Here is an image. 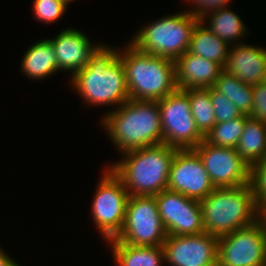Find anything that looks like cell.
<instances>
[{"mask_svg":"<svg viewBox=\"0 0 266 266\" xmlns=\"http://www.w3.org/2000/svg\"><path fill=\"white\" fill-rule=\"evenodd\" d=\"M67 8L62 0H33L32 11L38 21L52 24L62 18Z\"/></svg>","mask_w":266,"mask_h":266,"instance_id":"484cf974","label":"cell"},{"mask_svg":"<svg viewBox=\"0 0 266 266\" xmlns=\"http://www.w3.org/2000/svg\"><path fill=\"white\" fill-rule=\"evenodd\" d=\"M189 96L190 108L199 132L205 137L216 124L214 108L208 89H184Z\"/></svg>","mask_w":266,"mask_h":266,"instance_id":"cb8c5ba5","label":"cell"},{"mask_svg":"<svg viewBox=\"0 0 266 266\" xmlns=\"http://www.w3.org/2000/svg\"><path fill=\"white\" fill-rule=\"evenodd\" d=\"M215 188L199 155L193 149H178L170 166L167 189L201 201Z\"/></svg>","mask_w":266,"mask_h":266,"instance_id":"4fadbf2b","label":"cell"},{"mask_svg":"<svg viewBox=\"0 0 266 266\" xmlns=\"http://www.w3.org/2000/svg\"><path fill=\"white\" fill-rule=\"evenodd\" d=\"M249 118L248 115L243 114L230 121L216 123L206 134L204 140L216 147L236 148Z\"/></svg>","mask_w":266,"mask_h":266,"instance_id":"d4e9b609","label":"cell"},{"mask_svg":"<svg viewBox=\"0 0 266 266\" xmlns=\"http://www.w3.org/2000/svg\"><path fill=\"white\" fill-rule=\"evenodd\" d=\"M213 88L225 95L244 115H251L253 86L247 85L234 75L222 70Z\"/></svg>","mask_w":266,"mask_h":266,"instance_id":"603a6c76","label":"cell"},{"mask_svg":"<svg viewBox=\"0 0 266 266\" xmlns=\"http://www.w3.org/2000/svg\"><path fill=\"white\" fill-rule=\"evenodd\" d=\"M91 212L103 240L115 239L122 230L129 194L121 179L106 166L97 184Z\"/></svg>","mask_w":266,"mask_h":266,"instance_id":"52a82bcc","label":"cell"},{"mask_svg":"<svg viewBox=\"0 0 266 266\" xmlns=\"http://www.w3.org/2000/svg\"><path fill=\"white\" fill-rule=\"evenodd\" d=\"M178 89H208L213 87L223 68L216 62L186 51L175 61Z\"/></svg>","mask_w":266,"mask_h":266,"instance_id":"e0dca14e","label":"cell"},{"mask_svg":"<svg viewBox=\"0 0 266 266\" xmlns=\"http://www.w3.org/2000/svg\"><path fill=\"white\" fill-rule=\"evenodd\" d=\"M101 121L121 154L163 143L158 101L128 99L108 111Z\"/></svg>","mask_w":266,"mask_h":266,"instance_id":"7a4b0ae2","label":"cell"},{"mask_svg":"<svg viewBox=\"0 0 266 266\" xmlns=\"http://www.w3.org/2000/svg\"><path fill=\"white\" fill-rule=\"evenodd\" d=\"M0 266H19V264L0 248Z\"/></svg>","mask_w":266,"mask_h":266,"instance_id":"4dcf8cb0","label":"cell"},{"mask_svg":"<svg viewBox=\"0 0 266 266\" xmlns=\"http://www.w3.org/2000/svg\"><path fill=\"white\" fill-rule=\"evenodd\" d=\"M251 184L258 208L266 212V158L251 168Z\"/></svg>","mask_w":266,"mask_h":266,"instance_id":"83f0119b","label":"cell"},{"mask_svg":"<svg viewBox=\"0 0 266 266\" xmlns=\"http://www.w3.org/2000/svg\"><path fill=\"white\" fill-rule=\"evenodd\" d=\"M118 48L125 69L129 99L159 101L178 89L175 62L152 54H145L127 42Z\"/></svg>","mask_w":266,"mask_h":266,"instance_id":"277c9868","label":"cell"},{"mask_svg":"<svg viewBox=\"0 0 266 266\" xmlns=\"http://www.w3.org/2000/svg\"><path fill=\"white\" fill-rule=\"evenodd\" d=\"M204 231L221 237L248 226L264 213L258 208L251 183L215 188L200 201Z\"/></svg>","mask_w":266,"mask_h":266,"instance_id":"5b68a950","label":"cell"},{"mask_svg":"<svg viewBox=\"0 0 266 266\" xmlns=\"http://www.w3.org/2000/svg\"><path fill=\"white\" fill-rule=\"evenodd\" d=\"M72 89L89 106L114 105L115 109L129 99L125 69L118 49L102 44L89 63L70 77Z\"/></svg>","mask_w":266,"mask_h":266,"instance_id":"6da1fadb","label":"cell"},{"mask_svg":"<svg viewBox=\"0 0 266 266\" xmlns=\"http://www.w3.org/2000/svg\"><path fill=\"white\" fill-rule=\"evenodd\" d=\"M217 266H266V217L218 237Z\"/></svg>","mask_w":266,"mask_h":266,"instance_id":"ba28073f","label":"cell"},{"mask_svg":"<svg viewBox=\"0 0 266 266\" xmlns=\"http://www.w3.org/2000/svg\"><path fill=\"white\" fill-rule=\"evenodd\" d=\"M236 151L250 168L266 158V123L250 117L245 123Z\"/></svg>","mask_w":266,"mask_h":266,"instance_id":"7402d4cb","label":"cell"},{"mask_svg":"<svg viewBox=\"0 0 266 266\" xmlns=\"http://www.w3.org/2000/svg\"><path fill=\"white\" fill-rule=\"evenodd\" d=\"M263 82L266 83V69H265V74H264Z\"/></svg>","mask_w":266,"mask_h":266,"instance_id":"d6a6232c","label":"cell"},{"mask_svg":"<svg viewBox=\"0 0 266 266\" xmlns=\"http://www.w3.org/2000/svg\"><path fill=\"white\" fill-rule=\"evenodd\" d=\"M155 199L167 235H196L205 232L200 201L169 189L157 194Z\"/></svg>","mask_w":266,"mask_h":266,"instance_id":"7c38bea8","label":"cell"},{"mask_svg":"<svg viewBox=\"0 0 266 266\" xmlns=\"http://www.w3.org/2000/svg\"><path fill=\"white\" fill-rule=\"evenodd\" d=\"M210 99L214 108L216 123L230 121L243 115L225 95L210 87Z\"/></svg>","mask_w":266,"mask_h":266,"instance_id":"4316f807","label":"cell"},{"mask_svg":"<svg viewBox=\"0 0 266 266\" xmlns=\"http://www.w3.org/2000/svg\"><path fill=\"white\" fill-rule=\"evenodd\" d=\"M110 243L117 266H163L165 263L162 246H134L118 240Z\"/></svg>","mask_w":266,"mask_h":266,"instance_id":"d6986e66","label":"cell"},{"mask_svg":"<svg viewBox=\"0 0 266 266\" xmlns=\"http://www.w3.org/2000/svg\"><path fill=\"white\" fill-rule=\"evenodd\" d=\"M206 20L208 24H205ZM201 22L230 46L242 43L241 39L245 38L248 29L241 17L236 12L230 10L228 6L208 14L201 19Z\"/></svg>","mask_w":266,"mask_h":266,"instance_id":"44dd1931","label":"cell"},{"mask_svg":"<svg viewBox=\"0 0 266 266\" xmlns=\"http://www.w3.org/2000/svg\"><path fill=\"white\" fill-rule=\"evenodd\" d=\"M266 123V83L253 85V108L249 116Z\"/></svg>","mask_w":266,"mask_h":266,"instance_id":"f546056e","label":"cell"},{"mask_svg":"<svg viewBox=\"0 0 266 266\" xmlns=\"http://www.w3.org/2000/svg\"><path fill=\"white\" fill-rule=\"evenodd\" d=\"M49 39L54 47L58 69L70 72L71 77L89 63L91 56L102 45H93L84 32L70 27Z\"/></svg>","mask_w":266,"mask_h":266,"instance_id":"9a60e30c","label":"cell"},{"mask_svg":"<svg viewBox=\"0 0 266 266\" xmlns=\"http://www.w3.org/2000/svg\"><path fill=\"white\" fill-rule=\"evenodd\" d=\"M177 150L164 143L135 149L123 153V158L109 167L121 179L129 196H156L167 189Z\"/></svg>","mask_w":266,"mask_h":266,"instance_id":"3957f363","label":"cell"},{"mask_svg":"<svg viewBox=\"0 0 266 266\" xmlns=\"http://www.w3.org/2000/svg\"><path fill=\"white\" fill-rule=\"evenodd\" d=\"M266 69V48L240 44L230 46L227 61L223 68L247 85L263 81Z\"/></svg>","mask_w":266,"mask_h":266,"instance_id":"2e32d148","label":"cell"},{"mask_svg":"<svg viewBox=\"0 0 266 266\" xmlns=\"http://www.w3.org/2000/svg\"><path fill=\"white\" fill-rule=\"evenodd\" d=\"M158 104L164 144L177 149H193L204 140L196 127L189 96L184 90L177 89Z\"/></svg>","mask_w":266,"mask_h":266,"instance_id":"30bf717a","label":"cell"},{"mask_svg":"<svg viewBox=\"0 0 266 266\" xmlns=\"http://www.w3.org/2000/svg\"><path fill=\"white\" fill-rule=\"evenodd\" d=\"M67 6L69 5V3H73V1L75 0H62Z\"/></svg>","mask_w":266,"mask_h":266,"instance_id":"1f68e13d","label":"cell"},{"mask_svg":"<svg viewBox=\"0 0 266 266\" xmlns=\"http://www.w3.org/2000/svg\"><path fill=\"white\" fill-rule=\"evenodd\" d=\"M166 238L155 196H129L122 230L112 240L134 246H162Z\"/></svg>","mask_w":266,"mask_h":266,"instance_id":"9c48e42d","label":"cell"},{"mask_svg":"<svg viewBox=\"0 0 266 266\" xmlns=\"http://www.w3.org/2000/svg\"><path fill=\"white\" fill-rule=\"evenodd\" d=\"M21 60L22 74L32 80L44 79L60 71L50 39L36 41L28 47Z\"/></svg>","mask_w":266,"mask_h":266,"instance_id":"ac0fdd59","label":"cell"},{"mask_svg":"<svg viewBox=\"0 0 266 266\" xmlns=\"http://www.w3.org/2000/svg\"><path fill=\"white\" fill-rule=\"evenodd\" d=\"M218 237L207 232L196 235H167L165 262L171 266H217Z\"/></svg>","mask_w":266,"mask_h":266,"instance_id":"5bb4252c","label":"cell"},{"mask_svg":"<svg viewBox=\"0 0 266 266\" xmlns=\"http://www.w3.org/2000/svg\"><path fill=\"white\" fill-rule=\"evenodd\" d=\"M183 11L146 24L129 43L142 53L175 61L188 51L192 32L199 22L195 16Z\"/></svg>","mask_w":266,"mask_h":266,"instance_id":"8992f818","label":"cell"},{"mask_svg":"<svg viewBox=\"0 0 266 266\" xmlns=\"http://www.w3.org/2000/svg\"><path fill=\"white\" fill-rule=\"evenodd\" d=\"M193 150L199 155L216 188L238 187L251 183V168L236 148L216 147L203 140Z\"/></svg>","mask_w":266,"mask_h":266,"instance_id":"8fae6325","label":"cell"},{"mask_svg":"<svg viewBox=\"0 0 266 266\" xmlns=\"http://www.w3.org/2000/svg\"><path fill=\"white\" fill-rule=\"evenodd\" d=\"M230 45L199 21L191 36L188 52L218 63L224 68Z\"/></svg>","mask_w":266,"mask_h":266,"instance_id":"ffe728a7","label":"cell"},{"mask_svg":"<svg viewBox=\"0 0 266 266\" xmlns=\"http://www.w3.org/2000/svg\"><path fill=\"white\" fill-rule=\"evenodd\" d=\"M233 1V0H232ZM231 0H187L188 5L194 6L187 12L195 16L199 21L210 13L215 12L218 9L226 7ZM190 2V3H189ZM194 4V5H193Z\"/></svg>","mask_w":266,"mask_h":266,"instance_id":"f1b7e54d","label":"cell"}]
</instances>
